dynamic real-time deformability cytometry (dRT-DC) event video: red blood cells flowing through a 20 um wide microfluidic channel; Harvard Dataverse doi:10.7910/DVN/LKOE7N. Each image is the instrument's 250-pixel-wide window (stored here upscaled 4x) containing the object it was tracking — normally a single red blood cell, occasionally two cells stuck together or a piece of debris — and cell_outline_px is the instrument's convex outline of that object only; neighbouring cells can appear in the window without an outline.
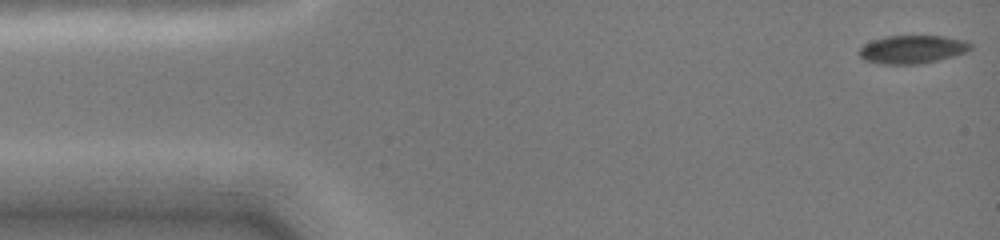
{"species": "common noctule bat (a hibernating species)", "species_latin": "Nyctalus noctula", "temperature_condition": "cold", "stored_images_in_passage": 12, "camera_frame_rate_fps": 3000, "um_per_image_px": 0.085, "animal": {"sex": "female", "body_mass_g": 19.0, "forearm_length_mm": 51.5}, "frame": {"image": 1, "passage_image": 1, "time_ms": 0.0, "image_size_px": [1000, 240], "cell_outline_px": [[972, 48], [964, 52], [952, 56], [936, 60], [916, 64], [880, 64], [864, 60], [860, 56], [860, 48], [864, 44], [888, 36], [944, 36], [964, 40], [972, 44]], "centroid_in_image_um": [77.54, 4.2], "position_along_channel_um": 7.5, "area_um2": 17.98}}
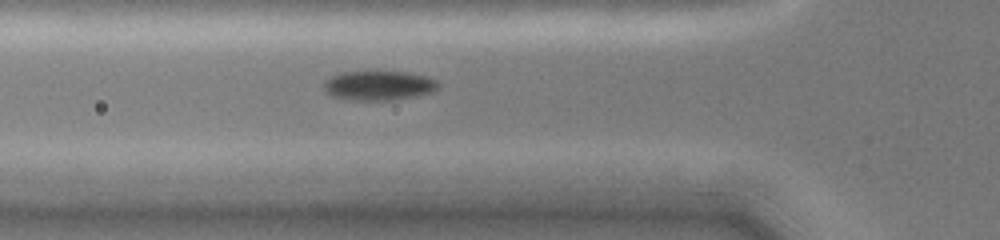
{"frame": {"image": 2, "passage_image": 9, "time_ms": 5.0, "image_size_px": [1000, 240], "cell_outline_px": [[440, 88], [432, 92], [392, 100], [352, 100], [332, 96], [324, 88], [324, 80], [332, 76], [344, 72], [404, 72], [428, 76], [436, 80], [440, 84]], "centroid_in_image_um": [32.23, 7.27], "position_along_channel_um": 93.6, "area_um2": 19.48}}
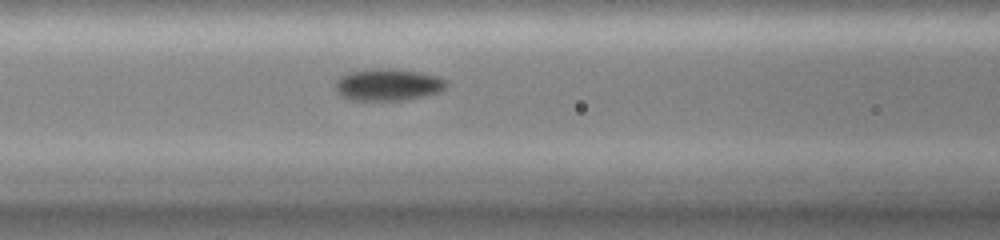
{"frame": {"image": 3, "passage_image": 12, "time_ms": 6.0, "image_size_px": [1000, 240], "cell_outline_px": [[448, 84], [440, 92], [424, 96], [404, 100], [352, 100], [340, 96], [336, 92], [336, 80], [340, 76], [352, 72], [376, 68], [392, 68], [420, 72], [436, 76], [444, 80]], "centroid_in_image_um": [32.96, 7.2], "position_along_channel_um": 133.6, "area_um2": 20.63}}